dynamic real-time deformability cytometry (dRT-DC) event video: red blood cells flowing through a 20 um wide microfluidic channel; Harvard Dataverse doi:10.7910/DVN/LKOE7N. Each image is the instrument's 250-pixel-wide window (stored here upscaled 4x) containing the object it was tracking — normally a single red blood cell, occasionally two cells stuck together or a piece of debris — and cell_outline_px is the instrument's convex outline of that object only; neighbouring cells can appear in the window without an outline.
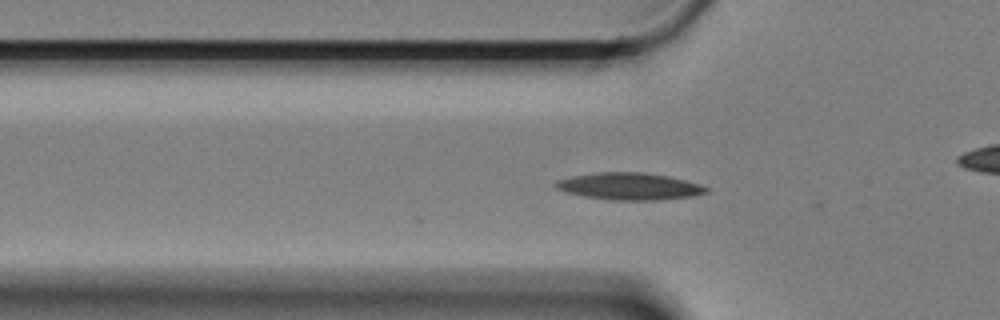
{"species": "Egyptian fruit bat (a non-hibernating species)", "species_latin": "Rousettus aegyptiacus", "temperature_condition": "cold", "stored_images_in_passage": 52, "camera_frame_rate_fps": 3000, "um_per_image_px": 0.085, "animal": {"sex": "female"}, "frame": {"image": 1, "passage_image": 20, "time_ms": 6.333, "image_size_px": [1000, 320], "cell_outline_px": [[712, 188], [708, 192], [692, 196], [660, 200], [612, 200], [584, 196], [564, 192], [556, 188], [552, 184], [556, 180], [572, 176], [596, 172], [644, 172], [668, 176], [700, 184]], "centroid_in_image_um": [53.49, 15.83], "position_along_channel_um": 72.3, "area_um2": 23.93}}
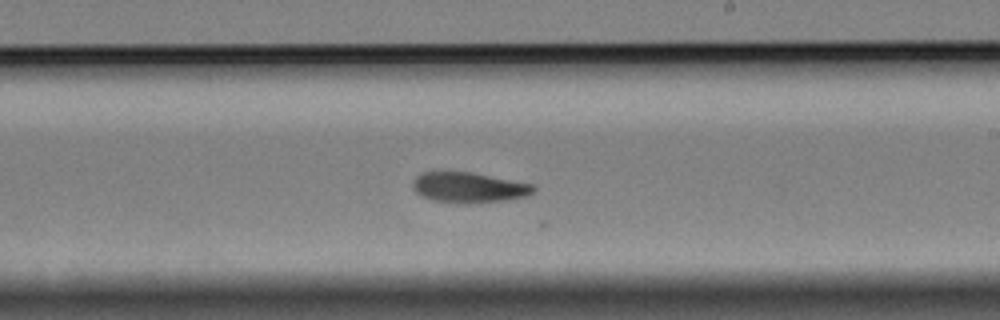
{"frame": {"image": 2, "passage_image": 36, "time_ms": 11.667, "image_size_px": [1000, 320], "cell_outline_px": [[536, 188], [528, 196], [504, 200], [468, 204], [456, 204], [432, 200], [420, 196], [412, 188], [412, 184], [416, 176], [424, 172], [472, 172], [532, 184]], "centroid_in_image_um": [39.82, 15.95], "position_along_channel_um": 249.2, "area_um2": 21.5}}
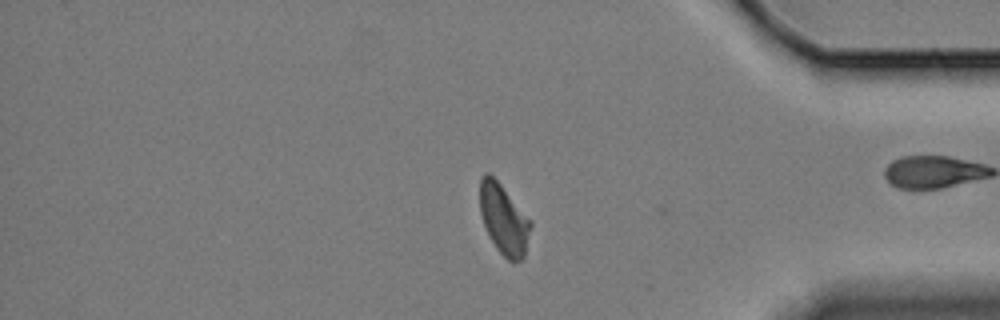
{"frame": {"image": 3, "passage_image": 51, "time_ms": 16.667, "image_size_px": [1000, 320], "cell_outline_px": [[532, 224], [524, 256], [520, 260], [512, 264], [496, 248], [484, 224], [480, 212], [480, 176], [484, 172], [488, 172], [500, 184], [532, 220]], "centroid_in_image_um": [42.83, 18.64], "position_along_channel_um": 392.4, "area_um2": 20.69}, "authors_computed_cell_mechanics": {"area_um2": 21.7617, "velocity_mm_per_s": 3.3104, "shape_relaxation_time_tau1_ms": null, "shape_relaxation_time_tau2_ms": 6.0204, "deformation_change_tau1": null, "deformation_change_tau2": 0.108}}